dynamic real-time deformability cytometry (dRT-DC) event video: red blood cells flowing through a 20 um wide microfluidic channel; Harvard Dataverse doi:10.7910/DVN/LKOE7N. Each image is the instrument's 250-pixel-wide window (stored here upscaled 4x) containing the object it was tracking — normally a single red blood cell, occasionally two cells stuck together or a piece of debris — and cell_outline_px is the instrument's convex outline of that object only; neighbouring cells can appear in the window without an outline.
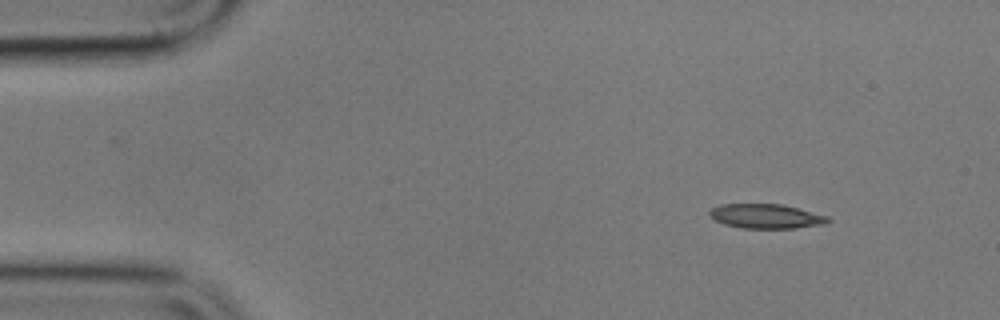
{"species": "common noctule bat (a hibernating species)", "species_latin": "Nyctalus noctula", "temperature_condition": "cold", "stored_images_in_passage": 4, "camera_frame_rate_fps": 3000, "um_per_image_px": 0.085, "animal": {"sex": "male", "body_mass_g": 17.9}, "frame": {"image": 1, "passage_image": 1, "time_ms": 0.0, "image_size_px": [1000, 320], "cell_outline_px": [[832, 220], [828, 224], [796, 228], [740, 228], [724, 224], [716, 220], [708, 212], [712, 208], [720, 204], [780, 204], [828, 216]], "centroid_in_image_um": [65.15, 18.39], "position_along_channel_um": 19.9, "area_um2": 16.82}}
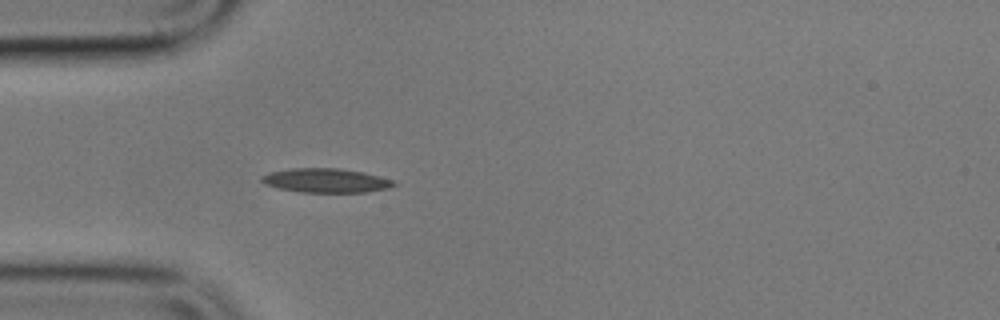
{"frame": {"image": 2, "passage_image": 4, "time_ms": 3.333, "image_size_px": [1000, 320], "cell_outline_px": [[396, 184], [388, 188], [364, 192], [300, 192], [276, 188], [264, 184], [260, 180], [260, 176], [268, 172], [288, 168], [340, 168], [364, 172], [380, 176], [392, 180]], "centroid_in_image_um": [27.63, 15.33], "position_along_channel_um": 57.4, "area_um2": 18.79}}